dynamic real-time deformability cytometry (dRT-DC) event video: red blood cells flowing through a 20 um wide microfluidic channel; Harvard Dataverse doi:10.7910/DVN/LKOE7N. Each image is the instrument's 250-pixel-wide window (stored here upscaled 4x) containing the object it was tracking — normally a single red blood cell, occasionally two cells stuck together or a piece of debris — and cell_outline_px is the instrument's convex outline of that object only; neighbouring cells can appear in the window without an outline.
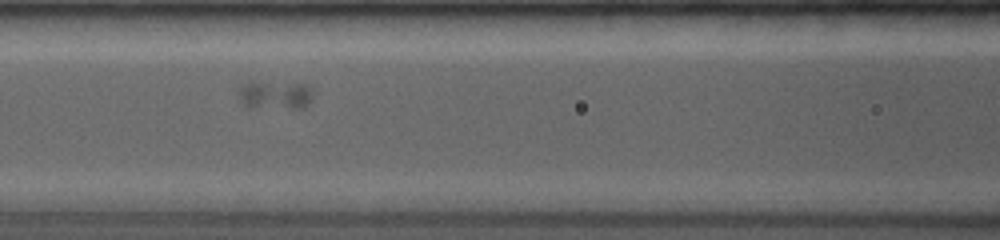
{"species": "common noctule bat (a hibernating species)", "species_latin": "Nyctalus noctula", "temperature_condition": "room temperature", "stored_images_in_passage": 5, "camera_frame_rate_fps": 4000, "um_per_image_px": 0.085, "animal": {"sex": "female", "body_mass_g": 19.0, "forearm_length_mm": 53.3}, "frame": {"image": 1, "passage_image": 4, "time_ms": 3.0, "image_size_px": [1000, 240], "cell_outline_px": [[312, 100], [308, 104], [300, 108], [248, 108], [240, 100], [240, 88], [244, 84], [252, 80], [304, 84], [312, 92]], "centroid_in_image_um": [23.36, 8.07], "position_along_channel_um": 143.2, "area_um2": 12.54}}
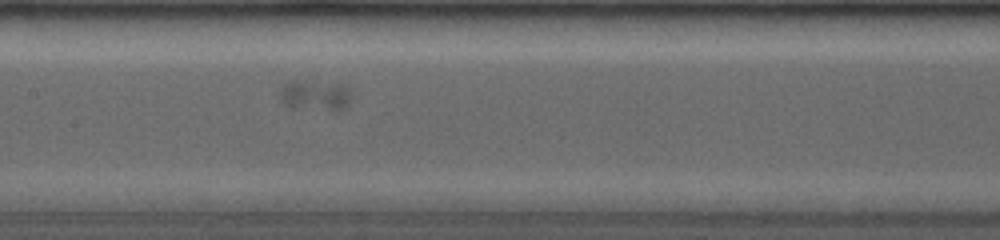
{"frame": {"image": 2, "passage_image": 5, "time_ms": 4.0, "image_size_px": [1000, 240], "cell_outline_px": [[352, 96], [348, 104], [344, 108], [292, 108], [284, 104], [280, 100], [280, 92], [284, 84], [292, 80], [296, 80], [348, 88], [352, 92]], "centroid_in_image_um": [26.71, 8.11], "position_along_channel_um": 180.7, "area_um2": 11.85}}